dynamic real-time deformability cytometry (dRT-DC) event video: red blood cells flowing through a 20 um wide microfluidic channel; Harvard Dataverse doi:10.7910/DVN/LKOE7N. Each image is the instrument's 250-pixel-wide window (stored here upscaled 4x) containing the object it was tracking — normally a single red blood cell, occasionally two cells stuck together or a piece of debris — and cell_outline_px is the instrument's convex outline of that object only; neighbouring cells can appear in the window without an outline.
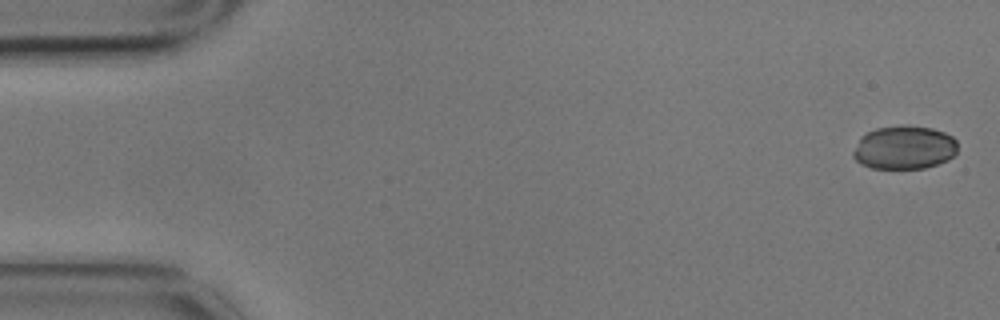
{"species": "common noctule bat (a hibernating species)", "species_latin": "Nyctalus noctula", "temperature_condition": "cold", "stored_images_in_passage": 5, "camera_frame_rate_fps": 3000, "um_per_image_px": 0.085, "animal": {"sex": "male", "body_mass_g": 17.9}, "frame": {"image": 1, "passage_image": 1, "time_ms": 0.0, "image_size_px": [1000, 320], "cell_outline_px": [[956, 152], [948, 160], [924, 168], [872, 168], [860, 164], [852, 156], [852, 152], [860, 136], [876, 128], [900, 124], [904, 124], [932, 128], [944, 132], [952, 136], [956, 140]], "centroid_in_image_um": [76.83, 12.52], "position_along_channel_um": 8.2, "area_um2": 26.7}}
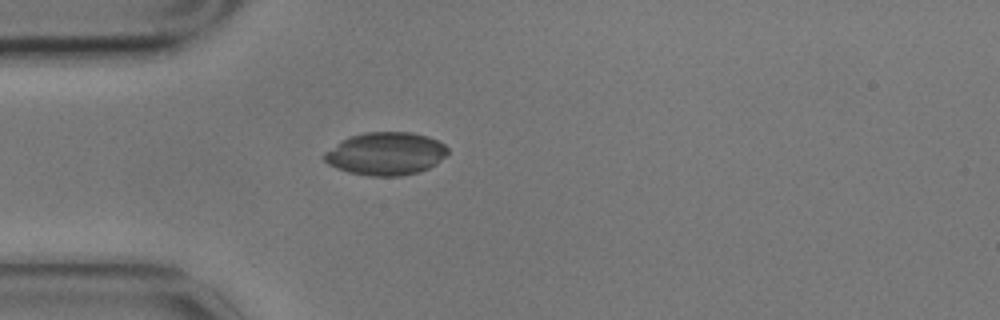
{"frame": {"image": 2, "passage_image": 5, "time_ms": 1.333, "image_size_px": [1000, 320], "cell_outline_px": [[448, 152], [436, 164], [420, 172], [400, 176], [368, 176], [348, 172], [336, 168], [328, 164], [320, 156], [324, 152], [340, 140], [348, 136], [364, 132], [412, 132], [428, 136], [444, 144], [448, 148]], "centroid_in_image_um": [32.74, 13.06], "position_along_channel_um": 52.3, "area_um2": 31.21}}